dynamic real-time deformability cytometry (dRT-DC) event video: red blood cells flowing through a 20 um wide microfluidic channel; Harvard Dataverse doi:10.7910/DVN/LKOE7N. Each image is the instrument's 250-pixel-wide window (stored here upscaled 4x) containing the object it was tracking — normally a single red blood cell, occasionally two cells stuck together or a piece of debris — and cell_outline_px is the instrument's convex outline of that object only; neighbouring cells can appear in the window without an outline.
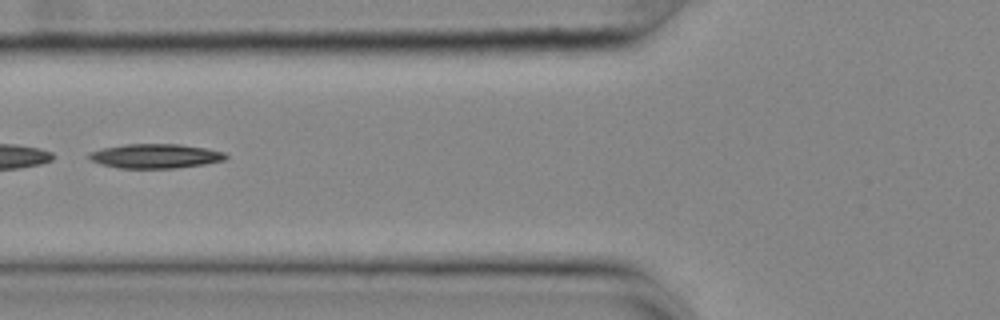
{"species": "common noctule bat (a hibernating species)", "species_latin": "Nyctalus noctula", "temperature_condition": "cold", "stored_images_in_passage": 27, "camera_frame_rate_fps": 3000, "um_per_image_px": 0.085, "animal": {"sex": "female", "body_mass_g": 25.1}, "frame": {"image": 1, "passage_image": 20, "time_ms": 6.333, "image_size_px": [1000, 320], "cell_outline_px": [[228, 156], [224, 160], [204, 164], [176, 168], [120, 168], [100, 164], [92, 160], [88, 156], [88, 152], [104, 148], [124, 144], [180, 144], [204, 148], [224, 152]], "centroid_in_image_um": [13.2, 13.26], "position_along_channel_um": 112.6, "area_um2": 19.31}}
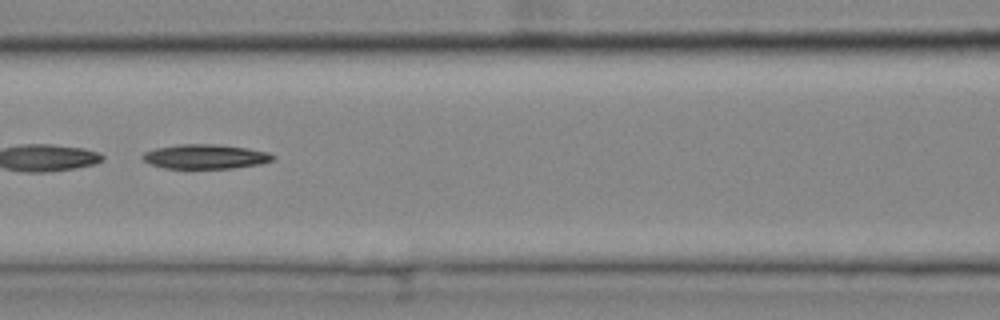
{"frame": {"image": 2, "passage_image": 23, "time_ms": 7.333, "image_size_px": [1000, 320], "cell_outline_px": [[276, 160], [260, 164], [232, 168], [164, 168], [148, 164], [140, 156], [144, 152], [156, 148], [180, 144], [220, 144], [248, 148], [268, 152], [276, 156]], "centroid_in_image_um": [17.47, 13.3], "position_along_channel_um": 149.1, "area_um2": 18.79}}